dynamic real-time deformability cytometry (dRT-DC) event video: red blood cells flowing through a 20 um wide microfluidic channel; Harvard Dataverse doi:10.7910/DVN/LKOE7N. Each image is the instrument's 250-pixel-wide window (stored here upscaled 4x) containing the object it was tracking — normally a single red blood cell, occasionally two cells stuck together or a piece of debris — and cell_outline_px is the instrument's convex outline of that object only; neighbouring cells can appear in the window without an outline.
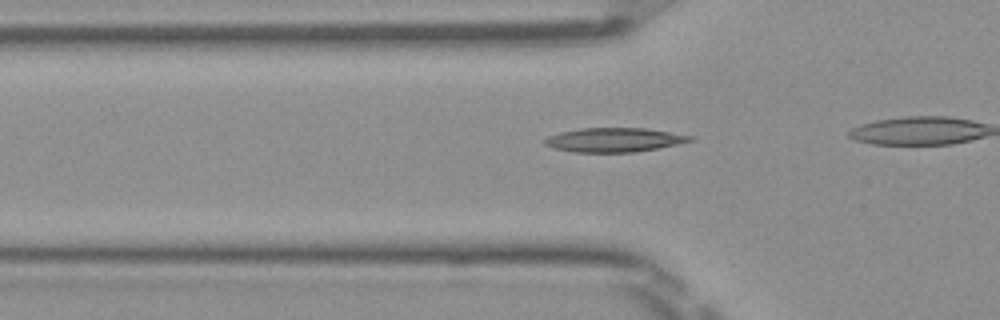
{"species": "Egyptian fruit bat (a non-hibernating species)", "species_latin": "Rousettus aegyptiacus", "temperature_condition": "room temperature", "stored_images_in_passage": 18, "camera_frame_rate_fps": 3000, "um_per_image_px": 0.085, "frame": {"image": 1, "passage_image": 13, "time_ms": 4.0, "image_size_px": [1000, 320], "cell_outline_px": [[696, 140], [636, 152], [572, 152], [556, 148], [544, 144], [540, 140], [548, 136], [560, 132], [580, 128], [644, 128], [696, 136]], "centroid_in_image_um": [52.2, 11.88], "position_along_channel_um": 73.6, "area_um2": 20.52}}
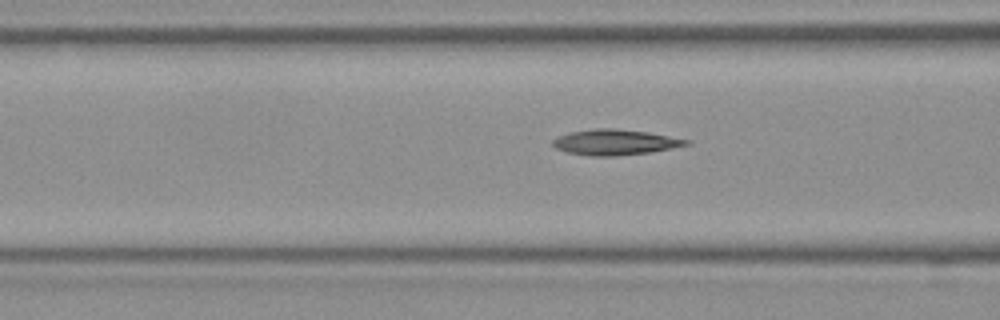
{"frame": {"image": 2, "passage_image": 16, "time_ms": 5.0, "image_size_px": [1000, 320], "cell_outline_px": [[692, 144], [652, 152], [616, 156], [588, 156], [568, 152], [556, 148], [552, 144], [552, 140], [568, 132], [592, 128], [616, 128], [648, 132], [692, 140]], "centroid_in_image_um": [52.31, 12.08], "position_along_channel_um": 114.3, "area_um2": 20.11}}